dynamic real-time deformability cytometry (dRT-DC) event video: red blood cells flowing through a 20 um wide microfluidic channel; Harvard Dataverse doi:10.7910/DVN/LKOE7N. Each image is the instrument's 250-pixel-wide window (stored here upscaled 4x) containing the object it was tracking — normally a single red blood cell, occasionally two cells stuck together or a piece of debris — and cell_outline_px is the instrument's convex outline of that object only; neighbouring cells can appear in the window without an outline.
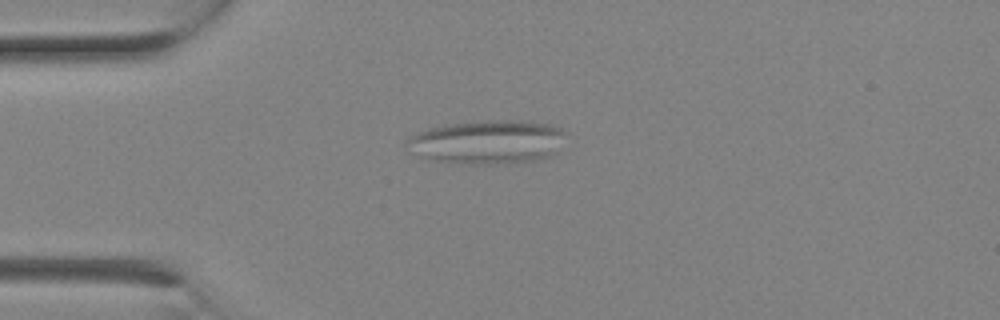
{"species": "Egyptian fruit bat (a non-hibernating species)", "species_latin": "Rousettus aegyptiacus", "temperature_condition": "room temperature", "stored_images_in_passage": 1, "camera_frame_rate_fps": 3000, "um_per_image_px": 0.085, "animal": {"sex": "female"}, "frame": {"image": 1, "passage_image": 1, "time_ms": 0.0, "image_size_px": [1000, 320], "cell_outline_px": [[568, 132], [556, 152], [548, 156], [536, 160], [492, 164], [464, 164], [428, 160], [420, 156], [404, 144], [404, 140], [428, 128], [448, 124], [488, 120], [508, 120], [548, 124], [560, 128]], "centroid_in_image_um": [41.42, 12.07], "position_along_channel_um": 43.6, "area_um2": 40.46}}